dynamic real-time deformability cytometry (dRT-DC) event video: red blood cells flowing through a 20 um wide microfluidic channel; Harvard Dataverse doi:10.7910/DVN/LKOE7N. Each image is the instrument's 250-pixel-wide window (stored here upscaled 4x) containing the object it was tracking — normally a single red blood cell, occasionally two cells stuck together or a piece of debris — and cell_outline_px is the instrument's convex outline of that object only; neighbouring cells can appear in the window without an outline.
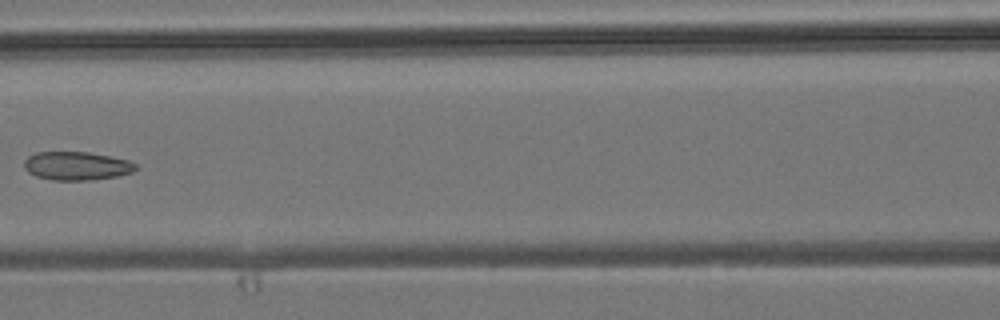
{"species": "common noctule bat (a hibernating species)", "species_latin": "Nyctalus noctula", "temperature_condition": "room temperature", "stored_images_in_passage": 6, "camera_frame_rate_fps": 3000, "um_per_image_px": 0.085, "animal": {"sex": "male", "body_mass_g": 19.2, "forearm_length_mm": 51.8}, "frame": {"image": 1, "passage_image": 6, "time_ms": 5.667, "image_size_px": [1000, 320], "cell_outline_px": [[136, 168], [132, 172], [116, 176], [92, 180], [52, 180], [36, 176], [28, 172], [24, 168], [24, 160], [28, 156], [36, 152], [88, 152], [112, 156], [128, 160], [136, 164]], "centroid_in_image_um": [6.49, 14.09], "position_along_channel_um": 160.1, "area_um2": 18.55}}